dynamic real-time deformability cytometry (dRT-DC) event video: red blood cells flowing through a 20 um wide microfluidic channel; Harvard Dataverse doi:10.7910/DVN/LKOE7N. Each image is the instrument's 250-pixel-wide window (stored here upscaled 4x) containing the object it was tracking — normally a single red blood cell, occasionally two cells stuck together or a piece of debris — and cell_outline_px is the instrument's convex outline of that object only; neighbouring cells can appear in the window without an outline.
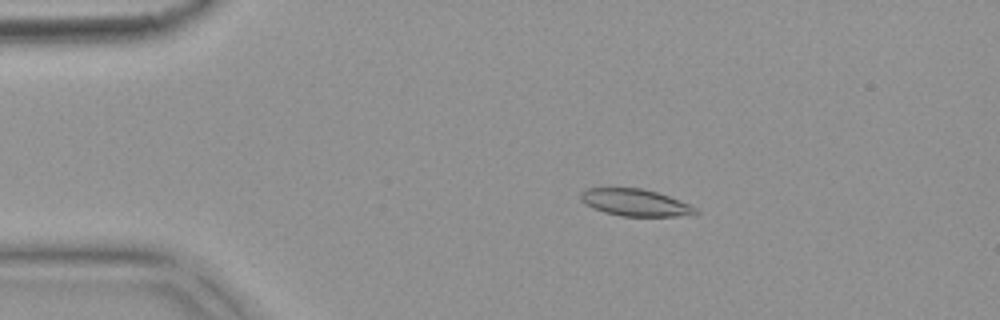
{"species": "common noctule bat (a hibernating species)", "species_latin": "Nyctalus noctula", "temperature_condition": "warm", "stored_images_in_passage": 6, "camera_frame_rate_fps": 3000, "um_per_image_px": 0.085, "animal": {"sex": "female", "body_mass_g": 18.4}, "frame": {"image": 1, "passage_image": 3, "time_ms": 0.667, "image_size_px": [1000, 320], "cell_outline_px": [[700, 212], [688, 216], [620, 216], [604, 212], [592, 208], [584, 204], [580, 200], [580, 192], [588, 188], [640, 188], [656, 192], [668, 196], [688, 204], [696, 208]], "centroid_in_image_um": [53.96, 17.23], "position_along_channel_um": 31.0, "area_um2": 18.09}}